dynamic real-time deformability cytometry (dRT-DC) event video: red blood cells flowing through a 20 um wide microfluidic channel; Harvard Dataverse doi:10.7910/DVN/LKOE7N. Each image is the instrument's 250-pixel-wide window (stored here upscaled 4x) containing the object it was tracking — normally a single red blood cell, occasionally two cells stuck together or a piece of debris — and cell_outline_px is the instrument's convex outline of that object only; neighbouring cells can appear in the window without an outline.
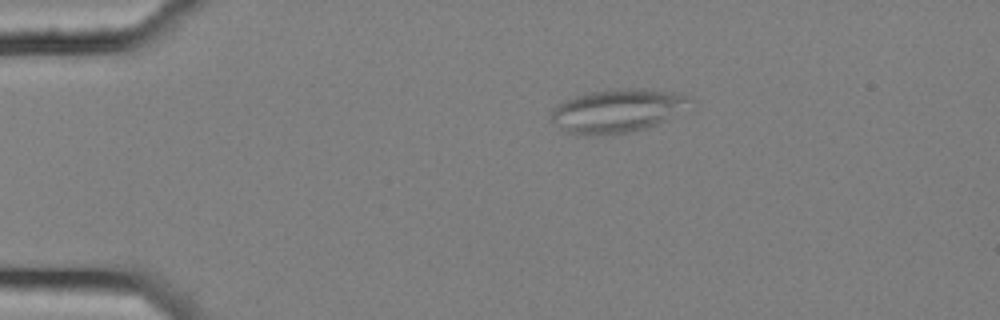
{"species": "common noctule bat (a hibernating species)", "species_latin": "Nyctalus noctula", "temperature_condition": "cold", "stored_images_in_passage": 9, "camera_frame_rate_fps": 3000, "um_per_image_px": 0.085, "animal": {"sex": "female", "body_mass_g": 25.1}, "frame": {"image": 1, "passage_image": 3, "time_ms": 0.667, "image_size_px": [1000, 320], "cell_outline_px": [[692, 100], [664, 120], [656, 124], [644, 128], [628, 132], [588, 136], [564, 132], [552, 120], [552, 108], [576, 96], [592, 92], [624, 88], [644, 88], [672, 92], [692, 96]], "centroid_in_image_um": [52.42, 9.41], "position_along_channel_um": 32.6, "area_um2": 34.28}}
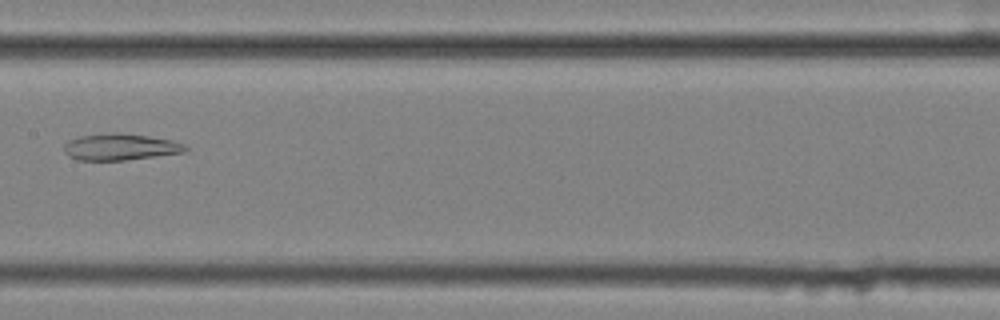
{"frame": {"image": 2, "passage_image": 8, "time_ms": 2.333, "image_size_px": [1000, 320], "cell_outline_px": [[188, 148], [184, 152], [156, 156], [124, 160], [76, 160], [68, 156], [64, 152], [64, 144], [68, 140], [80, 136], [112, 132], [120, 132], [148, 136], [172, 140], [184, 144]], "centroid_in_image_um": [10.19, 12.48], "position_along_channel_um": 197.2, "area_um2": 18.84}}
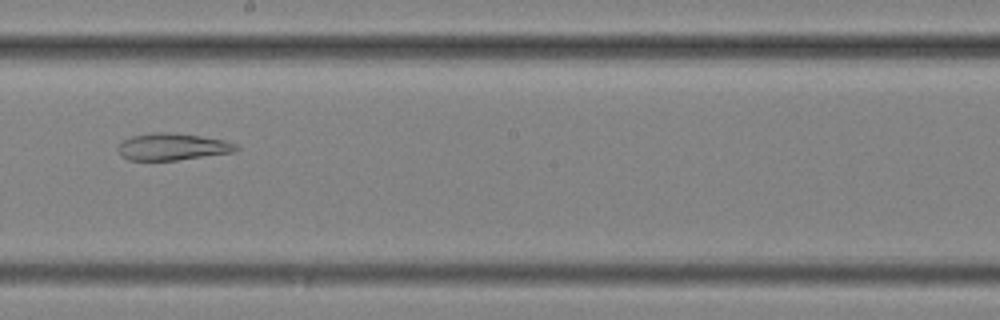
{"frame": {"image": 3, "passage_image": 9, "time_ms": 2.667, "image_size_px": [1000, 320], "cell_outline_px": [[240, 148], [232, 152], [176, 160], [128, 160], [120, 156], [116, 148], [124, 140], [132, 136], [152, 132], [172, 132], [200, 136], [224, 140], [236, 144]], "centroid_in_image_um": [14.61, 12.47], "position_along_channel_um": 233.6, "area_um2": 18.5}}